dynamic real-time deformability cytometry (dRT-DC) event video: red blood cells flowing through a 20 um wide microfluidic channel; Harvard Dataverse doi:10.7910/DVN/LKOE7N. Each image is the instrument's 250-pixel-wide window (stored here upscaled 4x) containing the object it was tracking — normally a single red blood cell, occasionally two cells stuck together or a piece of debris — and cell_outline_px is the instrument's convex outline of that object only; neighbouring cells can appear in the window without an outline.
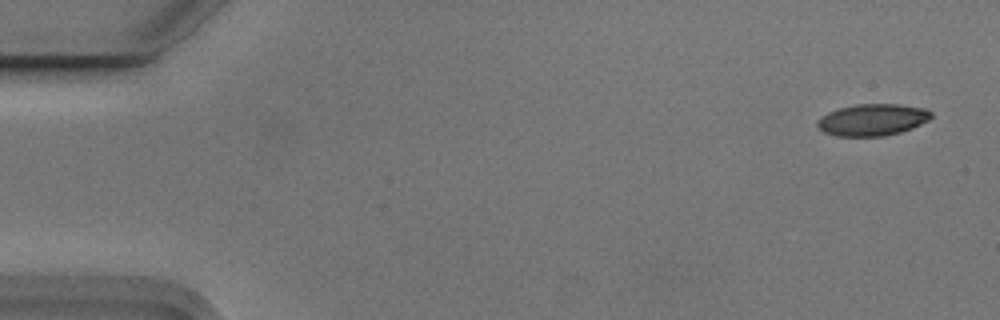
{"species": "Egyptian fruit bat (a non-hibernating species)", "species_latin": "Rousettus aegyptiacus", "temperature_condition": "cold", "stored_images_in_passage": 5, "camera_frame_rate_fps": 3000, "um_per_image_px": 0.085, "animal": {"sex": "male"}, "frame": {"image": 1, "passage_image": 1, "time_ms": 0.0, "image_size_px": [1000, 320], "cell_outline_px": [[932, 116], [928, 120], [912, 128], [900, 132], [884, 136], [836, 136], [824, 132], [816, 124], [820, 116], [828, 112], [840, 108], [856, 104], [900, 104], [924, 108], [932, 112]], "centroid_in_image_um": [74.16, 10.18], "position_along_channel_um": 10.8, "area_um2": 21.04}}
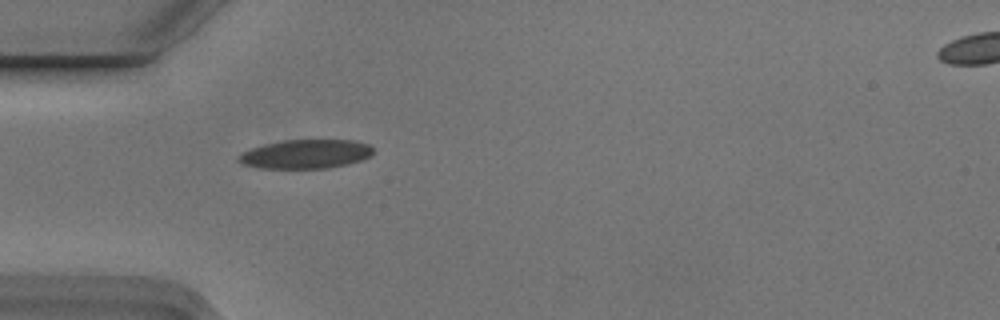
{"frame": {"image": 2, "passage_image": 5, "time_ms": 1.333, "image_size_px": [1000, 320], "cell_outline_px": [[372, 152], [368, 156], [360, 160], [348, 164], [328, 168], [260, 168], [240, 164], [236, 160], [236, 156], [252, 148], [284, 140], [352, 140], [368, 144], [372, 148]], "centroid_in_image_um": [25.94, 13.1], "position_along_channel_um": 59.1, "area_um2": 22.54}}